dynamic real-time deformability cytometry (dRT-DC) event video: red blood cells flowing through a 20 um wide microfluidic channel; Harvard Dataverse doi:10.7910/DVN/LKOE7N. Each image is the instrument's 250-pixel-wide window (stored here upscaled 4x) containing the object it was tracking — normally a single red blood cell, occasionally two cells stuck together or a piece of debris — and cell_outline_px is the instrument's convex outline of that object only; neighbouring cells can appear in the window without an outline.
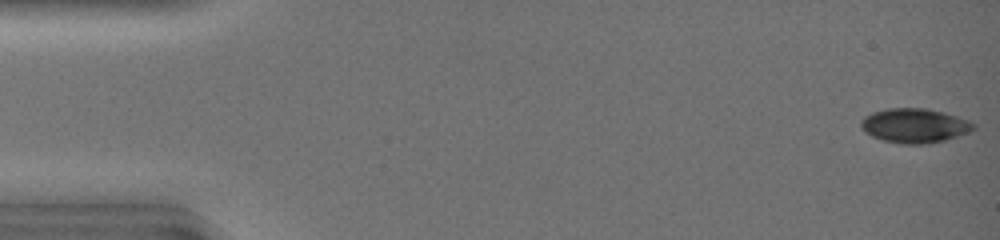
{"species": "common noctule bat (a hibernating species)", "species_latin": "Nyctalus noctula", "temperature_condition": "warm", "stored_images_in_passage": 21, "camera_frame_rate_fps": 3000, "um_per_image_px": 0.085, "animal": {"sex": "female", "body_mass_g": 19.0, "forearm_length_mm": 51.5}, "frame": {"image": 1, "passage_image": 1, "time_ms": 0.0, "image_size_px": [1000, 240], "cell_outline_px": [[976, 128], [968, 132], [944, 140], [924, 144], [900, 144], [884, 140], [872, 136], [864, 132], [860, 124], [860, 120], [864, 116], [872, 112], [888, 108], [924, 108], [944, 112], [968, 120], [976, 124]], "centroid_in_image_um": [77.71, 10.67], "position_along_channel_um": 7.3, "area_um2": 22.54}}
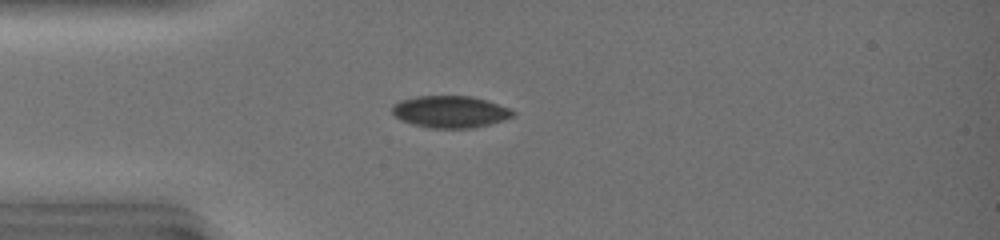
{"frame": {"image": 2, "passage_image": 13, "time_ms": 4.0, "image_size_px": [1000, 240], "cell_outline_px": [[516, 116], [504, 120], [472, 128], [428, 128], [412, 124], [400, 120], [392, 112], [392, 104], [400, 100], [416, 96], [472, 96], [488, 100], [512, 108], [516, 112]], "centroid_in_image_um": [38.3, 9.49], "position_along_channel_um": 46.7, "area_um2": 22.83}}